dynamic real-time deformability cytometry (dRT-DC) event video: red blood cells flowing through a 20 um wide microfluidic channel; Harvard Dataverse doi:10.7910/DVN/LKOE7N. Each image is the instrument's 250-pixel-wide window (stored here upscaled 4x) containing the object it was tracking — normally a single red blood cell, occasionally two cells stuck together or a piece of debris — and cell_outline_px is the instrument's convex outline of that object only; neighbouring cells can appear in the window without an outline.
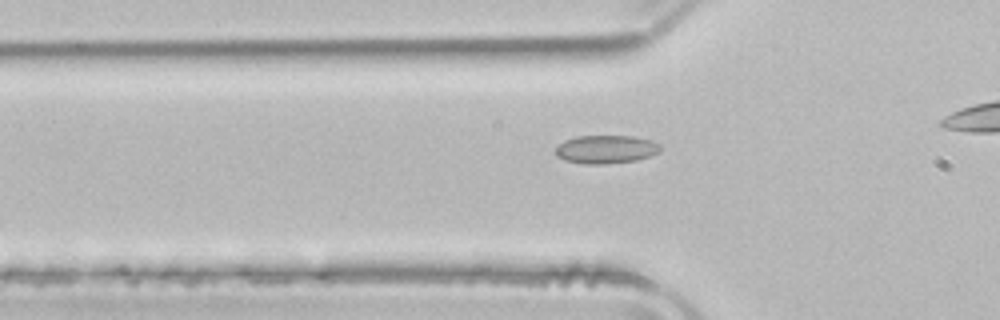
{"species": "common noctule bat (a hibernating species)", "species_latin": "Nyctalus noctula", "temperature_condition": "room temperature", "stored_images_in_passage": 36, "camera_frame_rate_fps": 3000, "um_per_image_px": 0.085, "animal": {"sex": "male", "body_mass_g": 21.5, "forearm_length_mm": 52.0}, "frame": {"image": 1, "passage_image": 11, "time_ms": 3.333, "image_size_px": [1000, 320], "cell_outline_px": [[660, 152], [636, 160], [604, 164], [584, 164], [564, 160], [556, 156], [556, 148], [564, 140], [576, 136], [632, 136], [648, 140], [660, 144]], "centroid_in_image_um": [51.47, 12.69], "position_along_channel_um": 74.3, "area_um2": 17.17}}
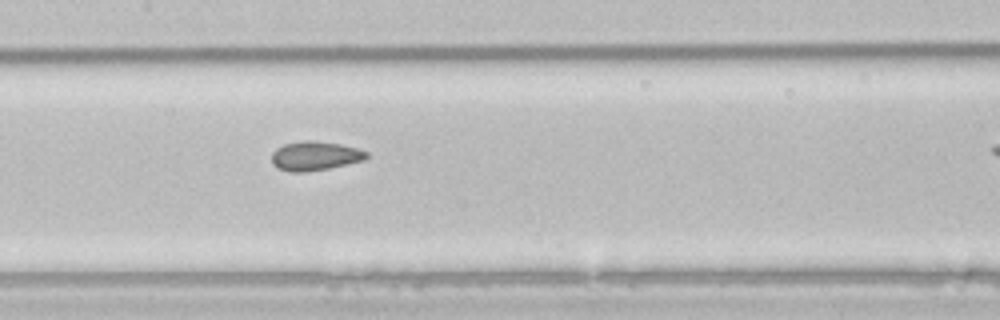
{"frame": {"image": 2, "passage_image": 19, "time_ms": 6.0, "image_size_px": [1000, 320], "cell_outline_px": [[368, 156], [364, 160], [328, 168], [304, 172], [292, 172], [276, 168], [272, 164], [272, 152], [276, 148], [284, 144], [304, 140], [316, 140], [340, 144], [356, 148], [368, 152]], "centroid_in_image_um": [26.74, 13.24], "position_along_channel_um": 180.7, "area_um2": 16.13}}
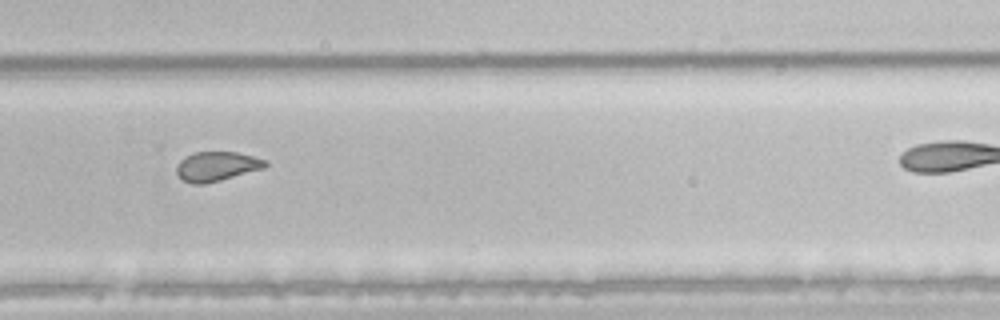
{"frame": {"image": 3, "passage_image": 29, "time_ms": 9.333, "image_size_px": [1000, 320], "cell_outline_px": [[268, 164], [264, 168], [220, 180], [204, 184], [192, 184], [184, 180], [176, 172], [176, 168], [180, 160], [184, 156], [192, 152], [236, 152], [268, 160]], "centroid_in_image_um": [18.42, 14.13], "position_along_channel_um": 311.4, "area_um2": 15.2}}